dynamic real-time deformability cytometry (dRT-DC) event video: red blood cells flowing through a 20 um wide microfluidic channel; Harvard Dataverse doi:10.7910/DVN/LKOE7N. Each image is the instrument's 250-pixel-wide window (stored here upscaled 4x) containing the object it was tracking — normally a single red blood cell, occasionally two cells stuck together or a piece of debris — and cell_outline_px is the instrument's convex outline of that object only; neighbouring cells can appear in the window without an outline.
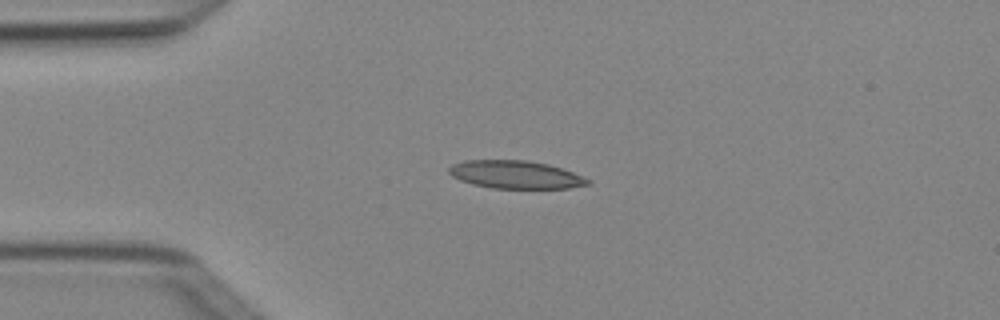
{"species": "Egyptian fruit bat (a non-hibernating species)", "species_latin": "Rousettus aegyptiacus", "temperature_condition": "cold", "stored_images_in_passage": 4, "camera_frame_rate_fps": 3000, "um_per_image_px": 0.085, "animal": {"sex": "female"}, "frame": {"image": 1, "passage_image": 2, "time_ms": 0.333, "image_size_px": [1000, 320], "cell_outline_px": [[592, 184], [568, 188], [492, 188], [472, 184], [460, 180], [452, 176], [448, 172], [448, 168], [452, 164], [464, 160], [528, 160], [548, 164], [572, 172], [592, 180]], "centroid_in_image_um": [43.81, 14.84], "position_along_channel_um": 41.2, "area_um2": 22.66}}
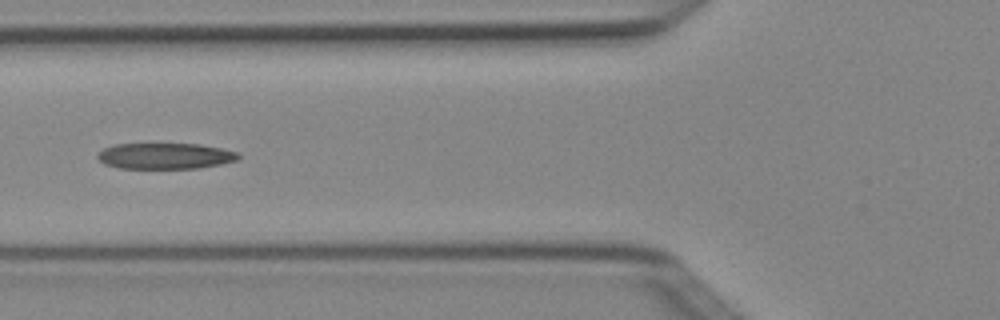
{"frame": {"image": 2, "passage_image": 4, "time_ms": 1.0, "image_size_px": [1000, 320], "cell_outline_px": [[240, 156], [236, 160], [220, 164], [200, 168], [120, 168], [104, 164], [96, 156], [104, 148], [116, 144], [200, 144], [240, 152]], "centroid_in_image_um": [14.06, 13.26], "position_along_channel_um": 111.7, "area_um2": 21.21}}